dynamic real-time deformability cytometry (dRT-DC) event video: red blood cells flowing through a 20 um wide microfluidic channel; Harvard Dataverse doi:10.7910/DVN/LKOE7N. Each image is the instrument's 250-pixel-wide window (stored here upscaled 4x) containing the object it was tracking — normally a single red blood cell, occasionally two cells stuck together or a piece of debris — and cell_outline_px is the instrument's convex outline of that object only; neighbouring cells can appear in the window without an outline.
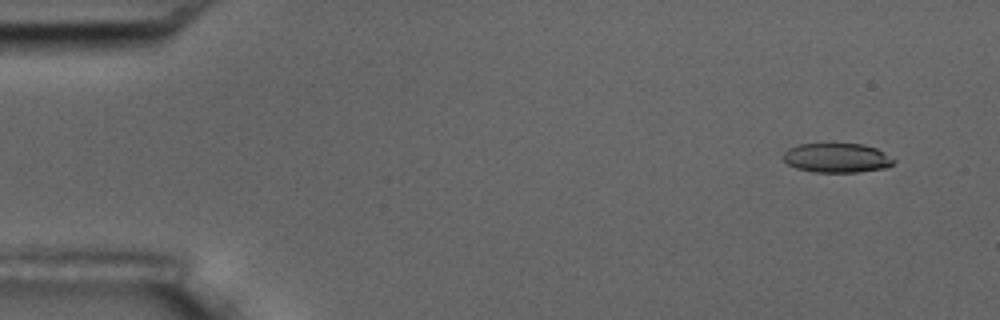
{"species": "common noctule bat (a hibernating species)", "species_latin": "Nyctalus noctula", "temperature_condition": "room temperature", "stored_images_in_passage": 3, "camera_frame_rate_fps": 3000, "um_per_image_px": 0.085, "animal": {"sex": "male", "body_mass_g": 17.5, "forearm_length_mm": 52.3}, "frame": {"image": 1, "passage_image": 1, "time_ms": 0.0, "image_size_px": [1000, 320], "cell_outline_px": [[896, 160], [892, 164], [884, 168], [856, 172], [816, 172], [796, 168], [788, 164], [784, 160], [784, 152], [788, 148], [800, 144], [864, 144], [876, 148], [884, 152]], "centroid_in_image_um": [71.14, 13.41], "position_along_channel_um": 13.9, "area_um2": 18.79}}